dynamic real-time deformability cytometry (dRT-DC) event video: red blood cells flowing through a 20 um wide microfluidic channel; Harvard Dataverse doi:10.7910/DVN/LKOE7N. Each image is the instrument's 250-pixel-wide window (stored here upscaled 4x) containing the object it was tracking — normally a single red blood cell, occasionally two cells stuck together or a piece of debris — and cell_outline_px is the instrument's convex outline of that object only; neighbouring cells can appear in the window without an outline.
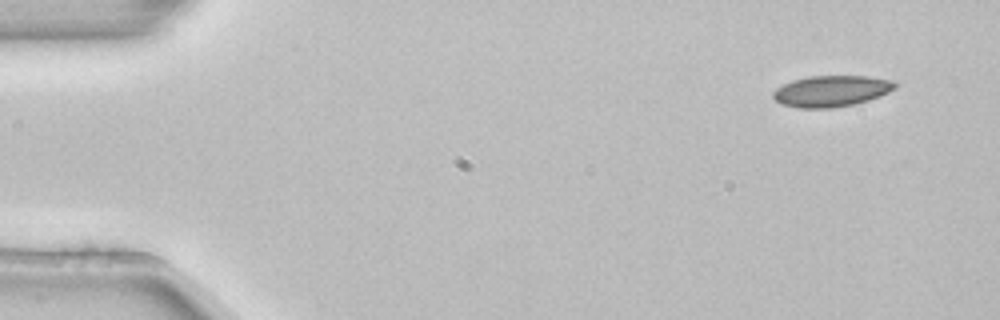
{"species": "common noctule bat (a hibernating species)", "species_latin": "Nyctalus noctula", "temperature_condition": "room temperature", "stored_images_in_passage": 3, "camera_frame_rate_fps": 3000, "um_per_image_px": 0.085, "animal": {"sex": "female", "body_mass_g": 22.7, "forearm_length_mm": 54.2}, "frame": {"image": 1, "passage_image": 1, "time_ms": 0.0, "image_size_px": [1000, 320], "cell_outline_px": [[900, 84], [896, 88], [880, 96], [868, 100], [852, 104], [832, 108], [800, 108], [780, 104], [772, 96], [772, 92], [776, 88], [792, 80], [808, 76], [868, 76], [892, 80]], "centroid_in_image_um": [70.67, 7.73], "position_along_channel_um": 14.3, "area_um2": 22.25}}